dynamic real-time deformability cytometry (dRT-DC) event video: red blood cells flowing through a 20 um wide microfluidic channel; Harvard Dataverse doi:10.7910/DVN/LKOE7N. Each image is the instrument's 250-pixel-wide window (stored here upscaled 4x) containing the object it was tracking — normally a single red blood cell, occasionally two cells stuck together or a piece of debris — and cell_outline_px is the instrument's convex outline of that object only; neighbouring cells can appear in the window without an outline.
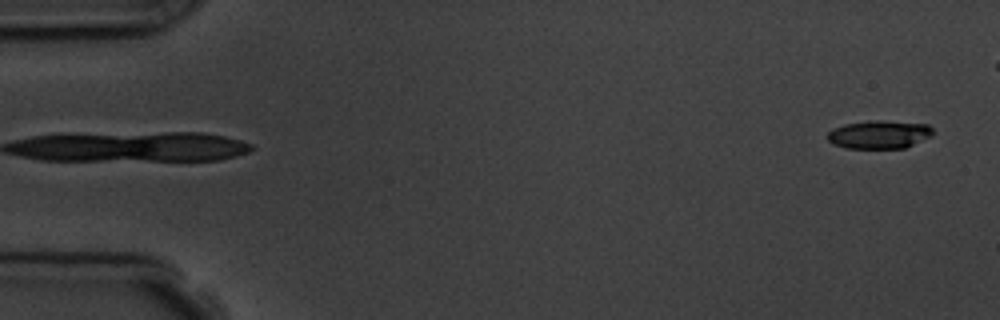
{"species": "common noctule bat (a hibernating species)", "species_latin": "Nyctalus noctula", "temperature_condition": "room temperature", "stored_images_in_passage": 6, "camera_frame_rate_fps": 3000, "um_per_image_px": 0.085, "animal": {"sex": "male", "body_mass_g": 19.5, "forearm_length_mm": 54.6}, "frame": {"image": 1, "passage_image": 1, "time_ms": 0.0, "image_size_px": [1000, 320], "cell_outline_px": [[932, 136], [904, 148], [844, 148], [832, 144], [824, 136], [832, 128], [844, 124], [876, 120], [880, 120], [928, 124], [932, 128]], "centroid_in_image_um": [74.68, 11.43], "position_along_channel_um": 10.3, "area_um2": 17.46}}